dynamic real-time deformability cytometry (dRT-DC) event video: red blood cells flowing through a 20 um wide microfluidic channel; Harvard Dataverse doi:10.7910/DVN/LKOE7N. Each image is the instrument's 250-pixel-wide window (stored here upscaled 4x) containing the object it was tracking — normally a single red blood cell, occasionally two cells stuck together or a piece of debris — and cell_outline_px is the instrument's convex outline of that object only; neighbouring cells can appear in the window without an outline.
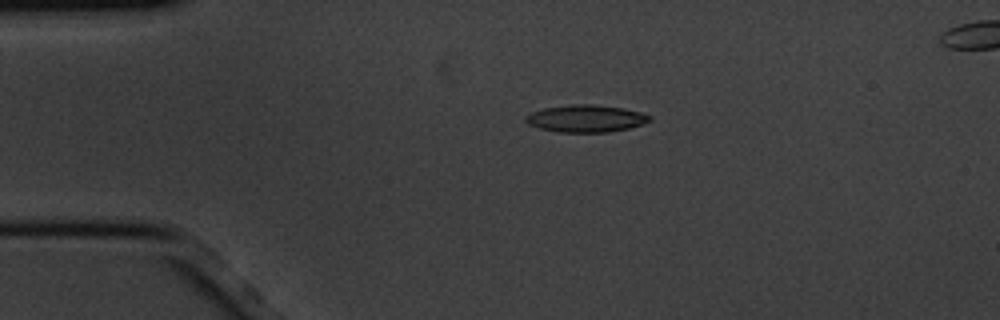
{"species": "common noctule bat (a hibernating species)", "species_latin": "Nyctalus noctula", "temperature_condition": "cold", "stored_images_in_passage": 5, "segment_of_instrument_passage": [1, 2], "camera_frame_rate_fps": 3000, "um_per_image_px": 0.085, "animal": {"sex": "male", "body_mass_g": 20.1, "forearm_length_mm": 53.5}, "frame": {"image": 1, "passage_image": 3, "time_ms": 0.667, "image_size_px": [1000, 320], "cell_outline_px": [[652, 120], [628, 128], [608, 132], [560, 132], [540, 128], [528, 124], [524, 120], [524, 116], [532, 112], [544, 108], [572, 104], [592, 104], [620, 108], [640, 112], [652, 116]], "centroid_in_image_um": [49.77, 10.07], "position_along_channel_um": 35.2, "area_um2": 19.48}}